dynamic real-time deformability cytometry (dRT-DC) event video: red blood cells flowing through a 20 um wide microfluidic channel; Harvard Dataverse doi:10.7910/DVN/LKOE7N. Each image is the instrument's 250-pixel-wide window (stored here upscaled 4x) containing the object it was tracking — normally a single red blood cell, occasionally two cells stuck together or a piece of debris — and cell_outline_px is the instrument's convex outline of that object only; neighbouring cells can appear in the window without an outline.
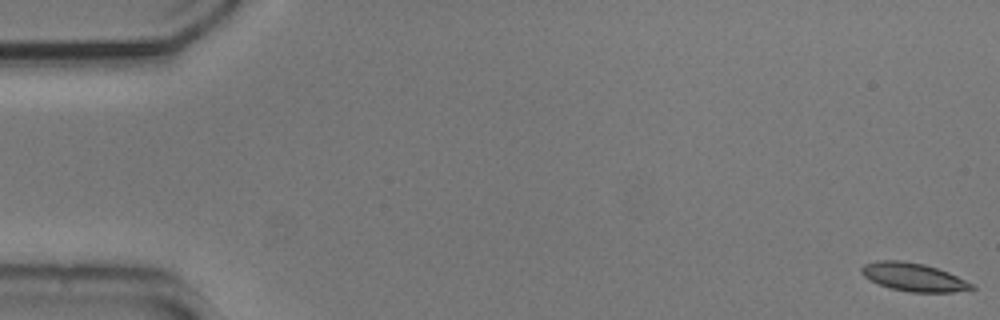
{"species": "common noctule bat (a hibernating species)", "species_latin": "Nyctalus noctula", "temperature_condition": "cold", "stored_images_in_passage": 21, "camera_frame_rate_fps": 3000, "um_per_image_px": 0.085, "animal": {"sex": "male", "body_mass_g": 20.5, "forearm_length_mm": 52.5}, "frame": {"image": 1, "passage_image": 1, "time_ms": 0.0, "image_size_px": [1000, 320], "cell_outline_px": [[976, 288], [952, 292], [908, 292], [888, 288], [864, 276], [860, 272], [860, 268], [864, 264], [876, 260], [900, 260], [924, 264], [948, 272], [976, 284]], "centroid_in_image_um": [77.66, 23.55], "position_along_channel_um": 7.3, "area_um2": 18.21}}
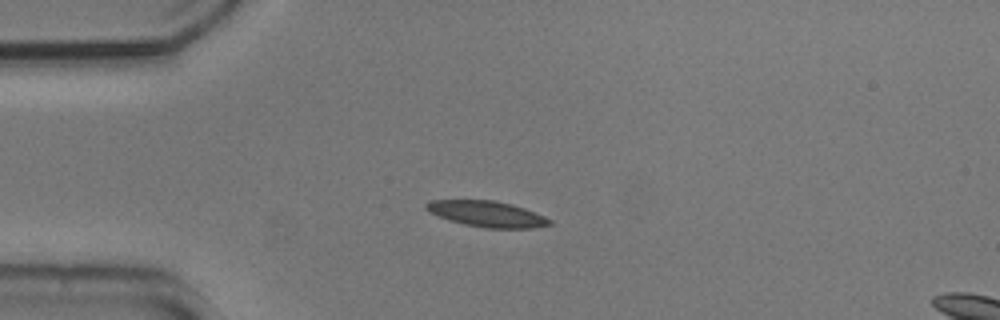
{"frame": {"image": 2, "passage_image": 14, "time_ms": 4.333, "image_size_px": [1000, 320], "cell_outline_px": [[552, 224], [532, 228], [484, 228], [464, 224], [448, 220], [428, 212], [424, 208], [424, 204], [428, 200], [492, 200], [512, 204], [524, 208], [544, 216], [552, 220]], "centroid_in_image_um": [41.35, 18.18], "position_along_channel_um": 43.7, "area_um2": 18.73}}